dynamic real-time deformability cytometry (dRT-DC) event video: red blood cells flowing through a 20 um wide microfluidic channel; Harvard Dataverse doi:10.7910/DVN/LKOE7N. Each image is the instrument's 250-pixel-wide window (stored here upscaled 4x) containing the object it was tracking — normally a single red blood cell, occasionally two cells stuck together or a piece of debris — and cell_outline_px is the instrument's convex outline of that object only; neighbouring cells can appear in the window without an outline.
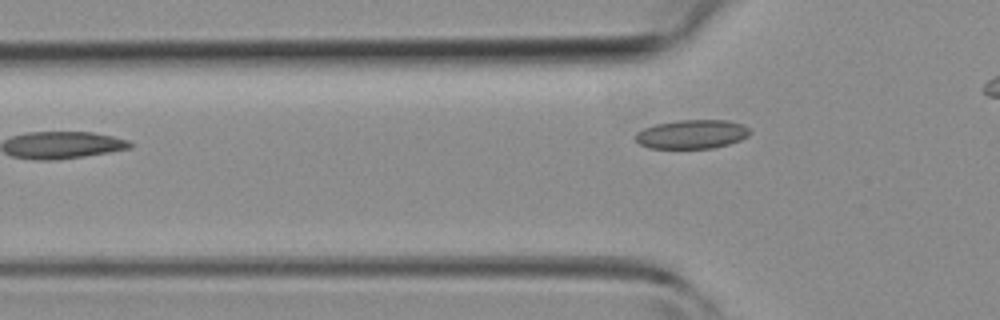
{"species": "common noctule bat (a hibernating species)", "species_latin": "Nyctalus noctula", "temperature_condition": "room temperature", "stored_images_in_passage": 6, "camera_frame_rate_fps": 3000, "um_per_image_px": 0.085, "animal": {"sex": "female", "body_mass_g": 19.3, "forearm_length_mm": 54.1}, "frame": {"image": 1, "passage_image": 4, "time_ms": 3.667, "image_size_px": [1000, 320], "cell_outline_px": [[752, 132], [748, 136], [740, 140], [728, 144], [712, 148], [648, 148], [640, 144], [636, 140], [636, 132], [644, 128], [656, 124], [680, 120], [728, 120], [744, 124]], "centroid_in_image_um": [58.84, 11.4], "position_along_channel_um": 67.0, "area_um2": 19.31}}
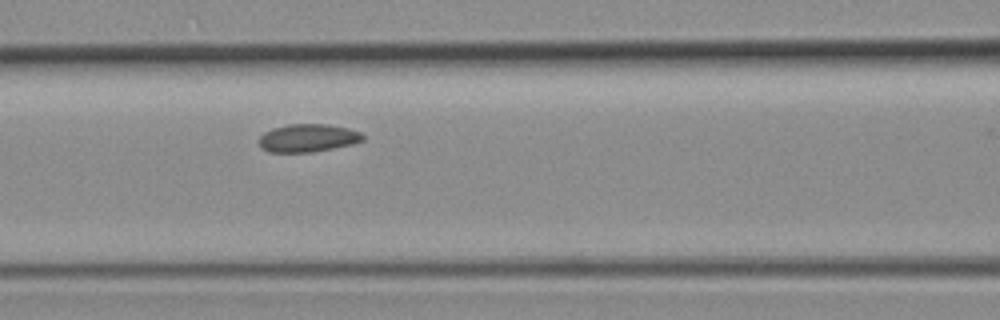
{"frame": {"image": 2, "passage_image": 6, "time_ms": 6.667, "image_size_px": [1000, 320], "cell_outline_px": [[364, 140], [352, 144], [312, 152], [268, 152], [260, 144], [260, 136], [264, 132], [272, 128], [288, 124], [328, 124], [348, 128], [360, 132], [364, 136]], "centroid_in_image_um": [26.18, 11.72], "position_along_channel_um": 140.4, "area_um2": 16.82}}